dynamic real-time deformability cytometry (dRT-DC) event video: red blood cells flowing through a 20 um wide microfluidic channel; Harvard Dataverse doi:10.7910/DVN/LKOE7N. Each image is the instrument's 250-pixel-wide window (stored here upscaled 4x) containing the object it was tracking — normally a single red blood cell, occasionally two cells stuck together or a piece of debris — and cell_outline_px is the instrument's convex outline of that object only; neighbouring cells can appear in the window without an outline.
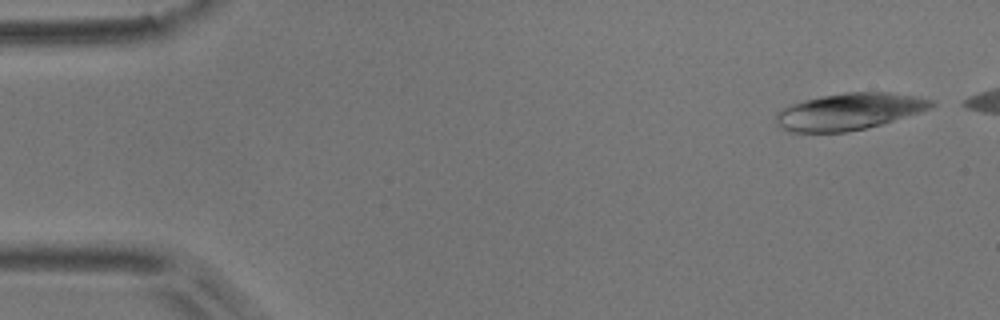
{"species": "common noctule bat (a hibernating species)", "species_latin": "Nyctalus noctula", "temperature_condition": "room temperature", "stored_images_in_passage": 8, "camera_frame_rate_fps": 3000, "um_per_image_px": 0.085, "animal": {"sex": "male", "body_mass_g": 17.9}, "frame": {"image": 1, "passage_image": 1, "time_ms": 0.0, "image_size_px": [1000, 320], "cell_outline_px": [[936, 104], [932, 108], [880, 124], [864, 128], [844, 132], [788, 132], [780, 128], [776, 124], [776, 116], [784, 108], [792, 104], [804, 100], [820, 96], [844, 92], [888, 92], [912, 96], [932, 100]], "centroid_in_image_um": [72.14, 9.48], "position_along_channel_um": 12.9, "area_um2": 32.83}}
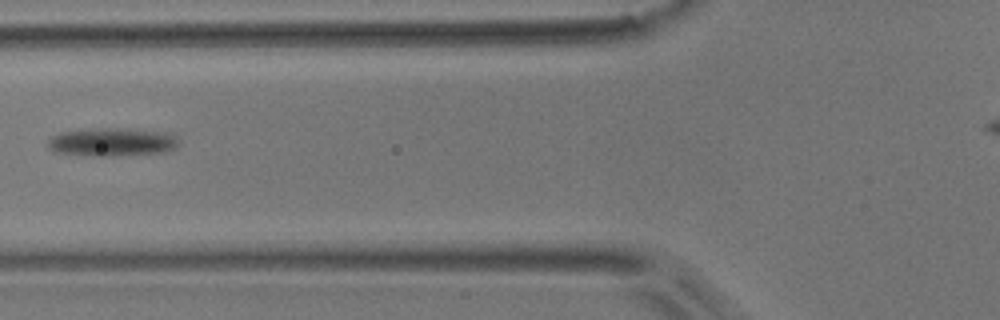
{"frame": {"image": 2, "passage_image": 7, "time_ms": 2.0, "image_size_px": [1000, 320], "cell_outline_px": [[180, 144], [176, 148], [164, 152], [116, 156], [92, 156], [56, 152], [48, 148], [48, 140], [52, 136], [60, 132], [96, 128], [124, 128], [172, 132], [176, 136]], "centroid_in_image_um": [9.58, 12.07], "position_along_channel_um": 116.2, "area_um2": 21.96}}
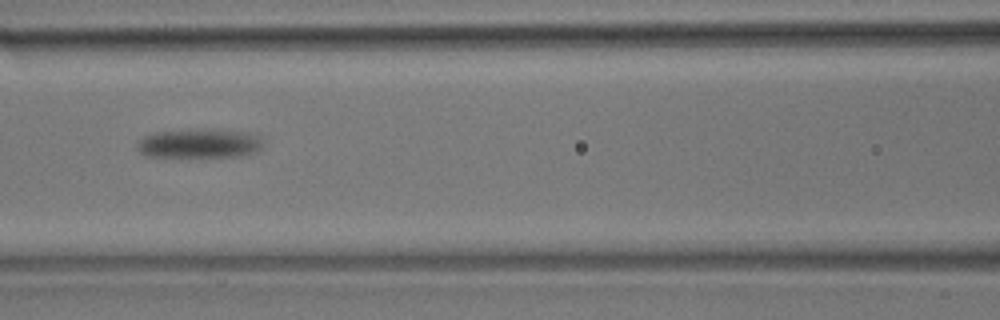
{"frame": {"image": 3, "passage_image": 8, "time_ms": 2.333, "image_size_px": [1000, 320], "cell_outline_px": [[264, 144], [256, 152], [240, 156], [148, 156], [140, 152], [136, 148], [136, 144], [144, 136], [152, 132], [200, 128], [248, 132], [260, 136], [264, 140]], "centroid_in_image_um": [16.97, 12.17], "position_along_channel_um": 149.6, "area_um2": 21.68}}